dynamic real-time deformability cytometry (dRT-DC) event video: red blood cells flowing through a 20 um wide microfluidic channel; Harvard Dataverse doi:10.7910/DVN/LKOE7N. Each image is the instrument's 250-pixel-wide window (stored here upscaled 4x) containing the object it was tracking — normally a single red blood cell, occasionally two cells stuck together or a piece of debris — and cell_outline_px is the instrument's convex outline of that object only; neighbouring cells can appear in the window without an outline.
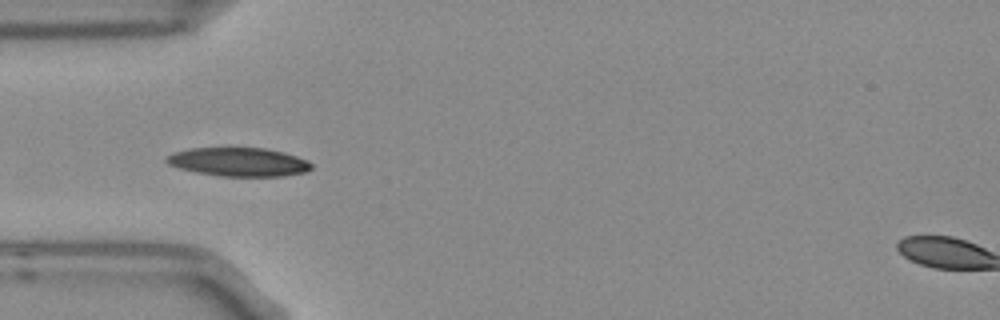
{"species": "Egyptian fruit bat (a non-hibernating species)", "species_latin": "Rousettus aegyptiacus", "temperature_condition": "room temperature", "stored_images_in_passage": 8, "camera_frame_rate_fps": 3000, "um_per_image_px": 0.085, "frame": {"image": 1, "passage_image": 5, "time_ms": 1.333, "image_size_px": [1000, 320], "cell_outline_px": [[312, 168], [308, 172], [284, 176], [220, 176], [196, 172], [180, 168], [168, 164], [164, 160], [164, 156], [172, 152], [192, 148], [264, 148], [284, 152], [308, 160], [312, 164]], "centroid_in_image_um": [20.29, 13.76], "position_along_channel_um": 64.7, "area_um2": 24.39}}
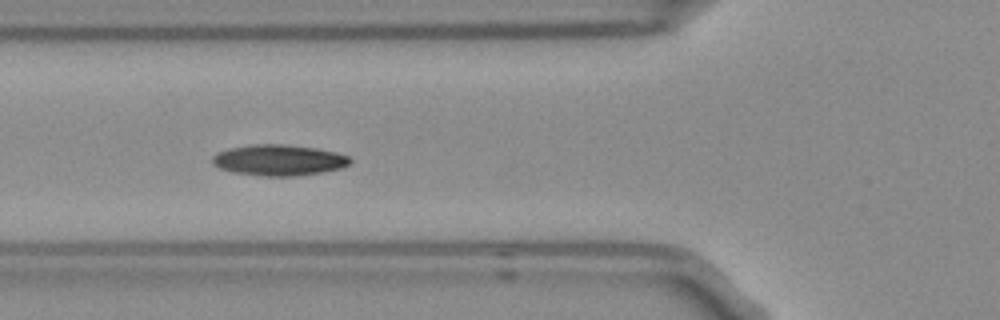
{"frame": {"image": 2, "passage_image": 6, "time_ms": 1.667, "image_size_px": [1000, 320], "cell_outline_px": [[352, 160], [348, 164], [340, 168], [320, 172], [296, 176], [260, 176], [232, 172], [220, 168], [212, 164], [212, 156], [220, 152], [232, 148], [256, 144], [284, 144], [316, 148], [336, 152], [348, 156]], "centroid_in_image_um": [23.69, 13.61], "position_along_channel_um": 102.1, "area_um2": 24.62}}